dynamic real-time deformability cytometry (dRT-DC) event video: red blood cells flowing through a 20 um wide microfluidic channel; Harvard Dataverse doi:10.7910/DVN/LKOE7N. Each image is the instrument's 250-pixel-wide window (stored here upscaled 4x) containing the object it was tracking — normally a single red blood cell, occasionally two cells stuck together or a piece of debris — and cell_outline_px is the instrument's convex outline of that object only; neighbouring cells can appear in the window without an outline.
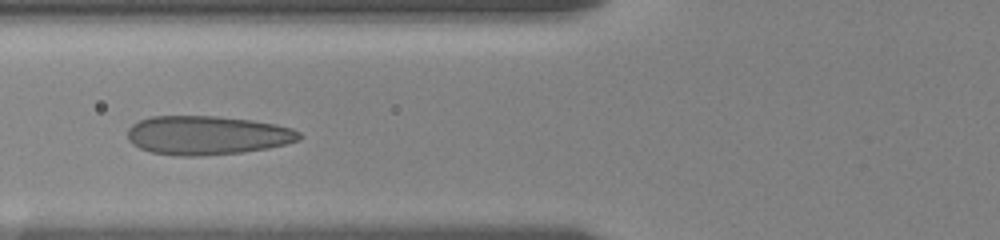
{"species": "human", "species_latin": "Homo sapiens", "temperature_condition": "room temperature", "stored_images_in_passage": 19, "camera_frame_rate_fps": 3000, "um_per_image_px": 0.085, "donor": {"sex": "female"}, "frame": {"image": 1, "passage_image": 8, "time_ms": 6.0, "image_size_px": [1000, 240], "cell_outline_px": [[304, 136], [300, 140], [268, 148], [240, 152], [200, 156], [176, 156], [152, 152], [140, 148], [132, 144], [128, 140], [128, 128], [132, 124], [140, 120], [152, 116], [216, 116], [252, 120], [276, 124], [292, 128], [300, 132]], "centroid_in_image_um": [17.61, 11.49], "position_along_channel_um": 108.2, "area_um2": 39.07}}
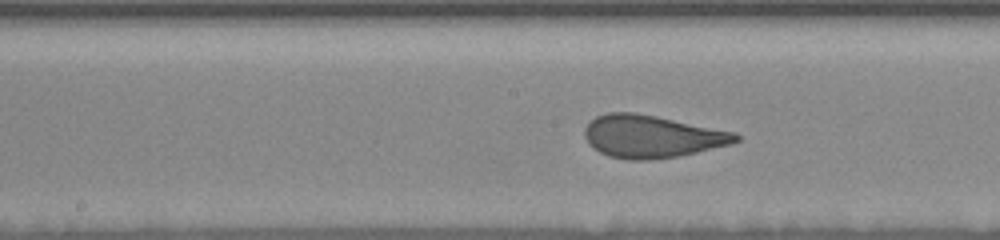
{"frame": {"image": 2, "passage_image": 13, "time_ms": 8.333, "image_size_px": [1000, 240], "cell_outline_px": [[740, 140], [732, 144], [680, 156], [648, 160], [628, 160], [608, 156], [592, 148], [588, 144], [584, 136], [584, 128], [596, 116], [608, 112], [632, 112], [656, 116], [736, 132], [740, 136]], "centroid_in_image_um": [55.4, 11.6], "position_along_channel_um": 192.8, "area_um2": 37.69}}
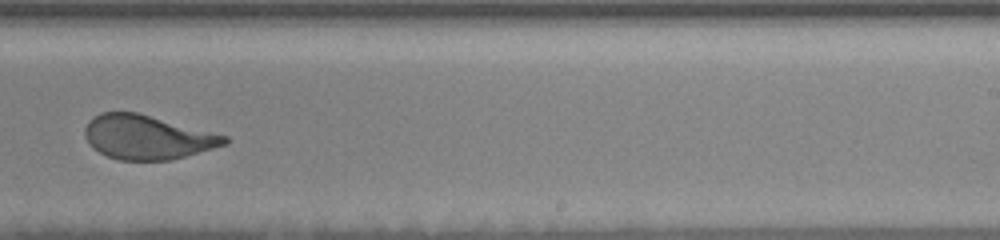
{"frame": {"image": 3, "passage_image": 17, "time_ms": 10.667, "image_size_px": [1000, 240], "cell_outline_px": [[228, 144], [184, 156], [168, 160], [120, 160], [108, 156], [92, 148], [84, 136], [84, 128], [88, 120], [100, 112], [136, 112], [228, 136]], "centroid_in_image_um": [12.48, 11.66], "position_along_channel_um": 276.5, "area_um2": 35.72}}